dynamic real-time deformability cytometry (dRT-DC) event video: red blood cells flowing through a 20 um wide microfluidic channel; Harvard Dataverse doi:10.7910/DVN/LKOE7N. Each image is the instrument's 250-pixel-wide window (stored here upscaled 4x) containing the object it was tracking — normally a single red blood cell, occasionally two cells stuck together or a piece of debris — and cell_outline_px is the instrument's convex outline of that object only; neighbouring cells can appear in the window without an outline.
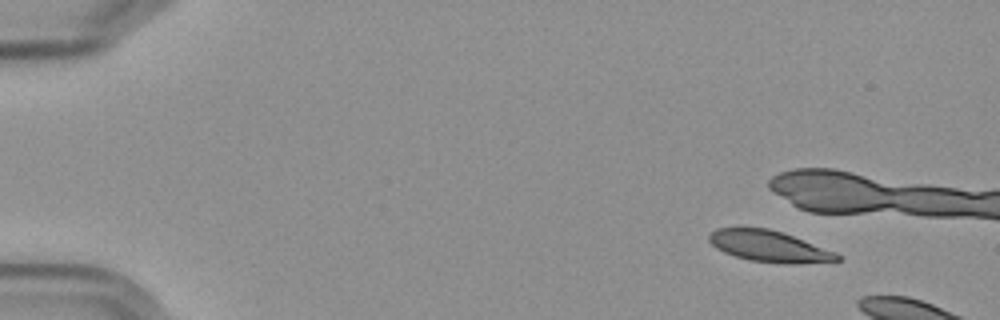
{"species": "Egyptian fruit bat (a non-hibernating species)", "species_latin": "Rousettus aegyptiacus", "temperature_condition": "cold", "stored_images_in_passage": 7, "camera_frame_rate_fps": 3000, "um_per_image_px": 0.085, "frame": {"image": 1, "passage_image": 1, "time_ms": 0.0, "image_size_px": [1000, 320], "cell_outline_px": [[840, 260], [792, 264], [748, 260], [724, 252], [716, 248], [708, 240], [708, 236], [716, 228], [768, 228], [792, 236], [836, 252], [840, 256]], "centroid_in_image_um": [65.35, 20.93], "position_along_channel_um": 19.7, "area_um2": 22.89}}